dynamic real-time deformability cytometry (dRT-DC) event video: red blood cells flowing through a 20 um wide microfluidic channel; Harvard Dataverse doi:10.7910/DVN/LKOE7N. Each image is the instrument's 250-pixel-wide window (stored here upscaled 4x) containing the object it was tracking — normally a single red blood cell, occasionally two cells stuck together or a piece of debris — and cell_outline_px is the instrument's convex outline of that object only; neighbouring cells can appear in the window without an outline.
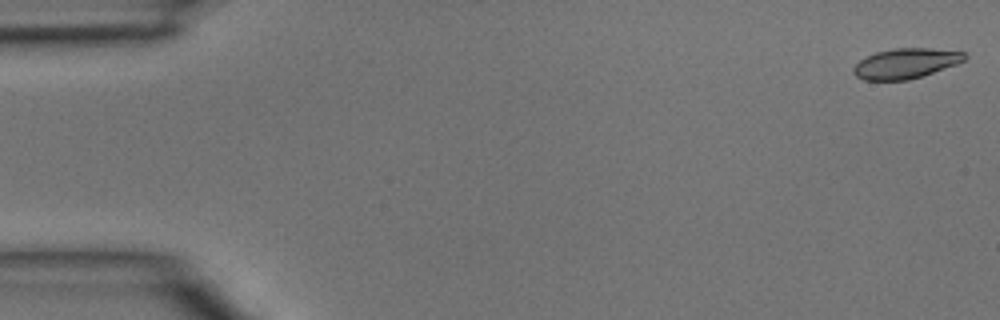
{"species": "common noctule bat (a hibernating species)", "species_latin": "Nyctalus noctula", "temperature_condition": "room temperature", "stored_images_in_passage": 4, "camera_frame_rate_fps": 3000, "um_per_image_px": 0.085, "animal": {"sex": "male", "body_mass_g": 15.6}, "frame": {"image": 1, "passage_image": 1, "time_ms": 0.0, "image_size_px": [1000, 320], "cell_outline_px": [[968, 56], [964, 60], [956, 64], [908, 80], [864, 80], [856, 76], [852, 72], [852, 68], [860, 60], [876, 52], [896, 48], [932, 48], [964, 52]], "centroid_in_image_um": [76.97, 5.38], "position_along_channel_um": 8.0, "area_um2": 19.31}}